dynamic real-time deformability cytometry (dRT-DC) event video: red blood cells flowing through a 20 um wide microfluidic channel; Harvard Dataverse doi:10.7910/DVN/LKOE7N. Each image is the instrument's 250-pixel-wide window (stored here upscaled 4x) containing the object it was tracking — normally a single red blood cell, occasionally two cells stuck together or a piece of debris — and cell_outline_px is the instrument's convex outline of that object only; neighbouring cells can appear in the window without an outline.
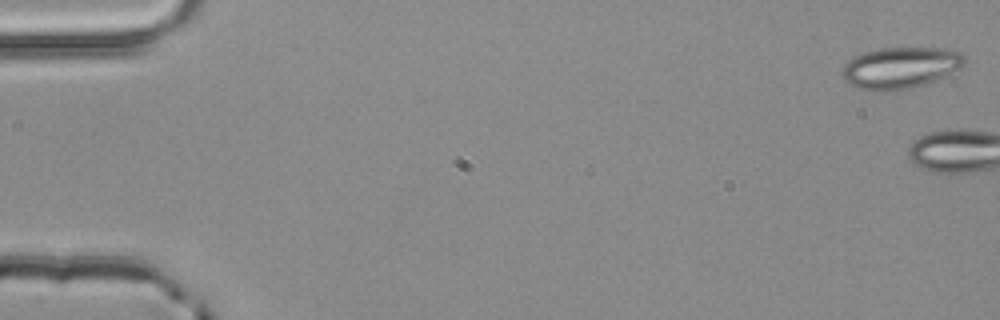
{"species": "common noctule bat (a hibernating species)", "species_latin": "Nyctalus noctula", "temperature_condition": "room temperature", "stored_images_in_passage": 5, "camera_frame_rate_fps": 3000, "um_per_image_px": 0.085, "animal": {"sex": "male", "body_mass_g": 20.4}, "frame": {"image": 1, "passage_image": 1, "time_ms": 0.0, "image_size_px": [1000, 320], "cell_outline_px": [[968, 60], [960, 68], [936, 80], [924, 84], [908, 88], [860, 88], [844, 80], [844, 64], [848, 60], [864, 52], [880, 48], [944, 48], [960, 52]], "centroid_in_image_um": [76.61, 5.7], "position_along_channel_um": 8.4, "area_um2": 28.55}}